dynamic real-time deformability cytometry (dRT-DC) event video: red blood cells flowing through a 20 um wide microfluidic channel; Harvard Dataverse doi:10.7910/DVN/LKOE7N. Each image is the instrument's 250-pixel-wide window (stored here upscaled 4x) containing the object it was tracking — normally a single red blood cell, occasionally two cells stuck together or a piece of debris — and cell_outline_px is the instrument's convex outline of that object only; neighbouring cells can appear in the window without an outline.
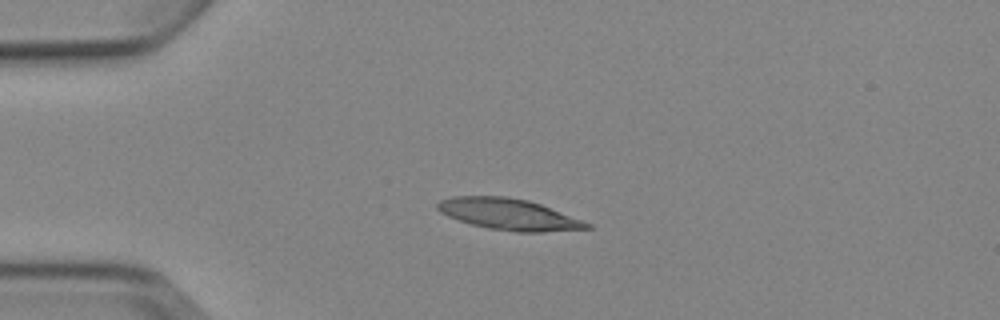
{"species": "Egyptian fruit bat (a non-hibernating species)", "species_latin": "Rousettus aegyptiacus", "temperature_condition": "cold", "stored_images_in_passage": 3, "camera_frame_rate_fps": 3000, "um_per_image_px": 0.085, "animal": {"sex": "female"}, "frame": {"image": 1, "passage_image": 2, "time_ms": 1.333, "image_size_px": [1000, 320], "cell_outline_px": [[592, 228], [544, 232], [516, 232], [488, 228], [472, 224], [448, 216], [440, 212], [436, 208], [436, 204], [440, 200], [452, 196], [504, 196], [528, 200], [540, 204], [592, 224]], "centroid_in_image_um": [43.23, 18.21], "position_along_channel_um": 41.8, "area_um2": 27.05}}